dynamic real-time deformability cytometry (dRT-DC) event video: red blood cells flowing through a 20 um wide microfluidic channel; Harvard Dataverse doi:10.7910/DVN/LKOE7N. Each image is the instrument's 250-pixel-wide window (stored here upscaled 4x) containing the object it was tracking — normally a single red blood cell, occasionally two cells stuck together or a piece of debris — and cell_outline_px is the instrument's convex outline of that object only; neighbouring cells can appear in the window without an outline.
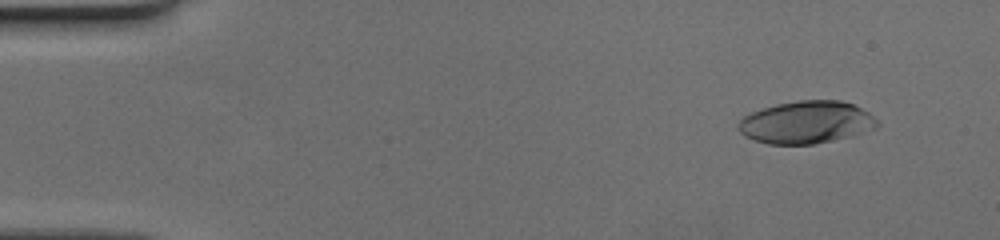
{"species": "human", "species_latin": "Homo sapiens", "temperature_condition": "cold", "stored_images_in_passage": 52, "camera_frame_rate_fps": 3000, "um_per_image_px": 0.085, "donor": {"sex": "female"}, "frame": {"image": 1, "passage_image": 5, "time_ms": 1.333, "image_size_px": [1000, 240], "cell_outline_px": [[880, 124], [876, 128], [812, 144], [768, 144], [744, 136], [736, 128], [736, 124], [744, 116], [752, 112], [776, 104], [796, 100], [840, 100], [852, 104], [868, 112]], "centroid_in_image_um": [68.47, 10.38], "position_along_channel_um": 16.5, "area_um2": 33.87}}
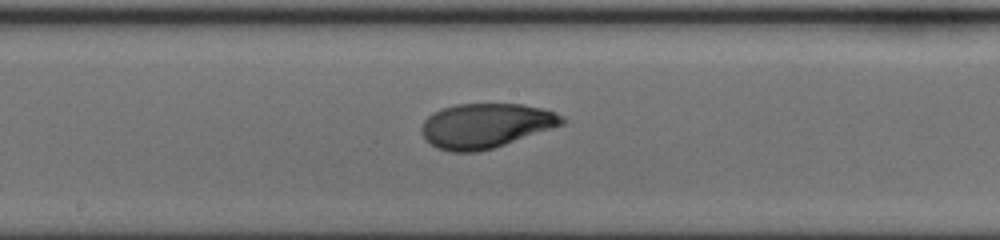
{"frame": {"image": 2, "passage_image": 28, "time_ms": 9.0, "image_size_px": [1000, 240], "cell_outline_px": [[564, 124], [492, 148], [476, 152], [452, 152], [436, 148], [420, 132], [420, 128], [424, 120], [432, 112], [440, 108], [456, 104], [520, 104], [540, 108], [556, 112], [564, 116]], "centroid_in_image_um": [41.25, 10.67], "position_along_channel_um": 207.0, "area_um2": 36.36}}
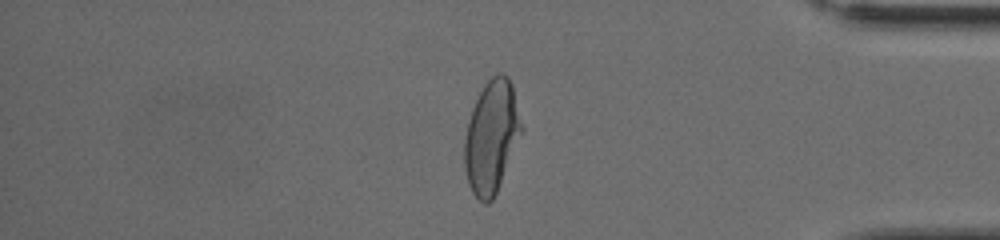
{"frame": {"image": 3, "passage_image": 44, "time_ms": 14.333, "image_size_px": [1000, 240], "cell_outline_px": [[524, 128], [496, 192], [492, 200], [488, 204], [484, 204], [472, 192], [468, 184], [464, 168], [464, 136], [468, 120], [472, 108], [484, 84], [492, 76], [500, 72], [508, 76], [512, 84]], "centroid_in_image_um": [41.77, 11.61], "position_along_channel_um": 393.4, "area_um2": 37.45}}